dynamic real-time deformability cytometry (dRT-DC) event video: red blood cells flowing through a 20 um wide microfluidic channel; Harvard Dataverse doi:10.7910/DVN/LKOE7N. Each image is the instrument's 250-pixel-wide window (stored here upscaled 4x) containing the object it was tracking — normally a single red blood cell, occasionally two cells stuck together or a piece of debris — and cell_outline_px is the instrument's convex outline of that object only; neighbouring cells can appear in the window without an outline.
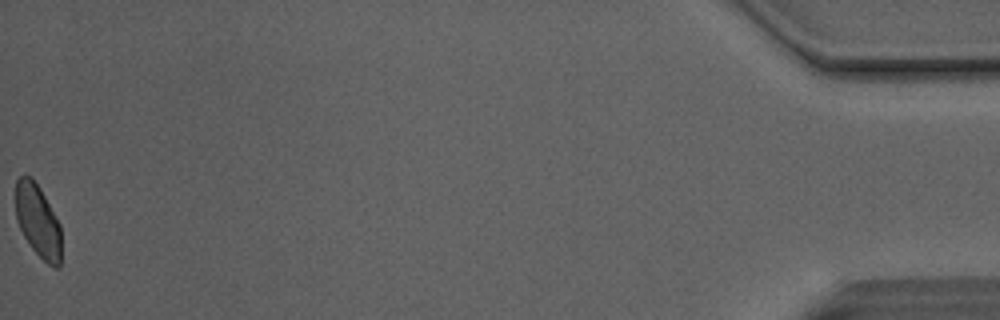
{"species": "Egyptian fruit bat (a non-hibernating species)", "species_latin": "Rousettus aegyptiacus", "temperature_condition": "room temperature", "stored_images_in_passage": 41, "camera_frame_rate_fps": 3000, "um_per_image_px": 0.085, "animal": {"sex": "male"}, "frame": {"image": 1, "passage_image": 41, "time_ms": 13.333, "image_size_px": [1000, 320], "cell_outline_px": [[60, 268], [56, 268], [48, 264], [32, 248], [24, 236], [16, 220], [16, 180], [20, 176], [32, 176], [40, 188], [60, 224]], "centroid_in_image_um": [3.22, 18.76], "position_along_channel_um": 432.0, "area_um2": 19.19}, "authors_computed_cell_mechanics": {"area_um2": 20.808, "velocity_mm_per_s": 4.1187, "shape_relaxation_time_tau1_ms": 4.4219, "shape_relaxation_time_tau2_ms": 1.6652, "deformation_change_tau1": 0.0681, "deformation_change_tau2": 0.0516}}